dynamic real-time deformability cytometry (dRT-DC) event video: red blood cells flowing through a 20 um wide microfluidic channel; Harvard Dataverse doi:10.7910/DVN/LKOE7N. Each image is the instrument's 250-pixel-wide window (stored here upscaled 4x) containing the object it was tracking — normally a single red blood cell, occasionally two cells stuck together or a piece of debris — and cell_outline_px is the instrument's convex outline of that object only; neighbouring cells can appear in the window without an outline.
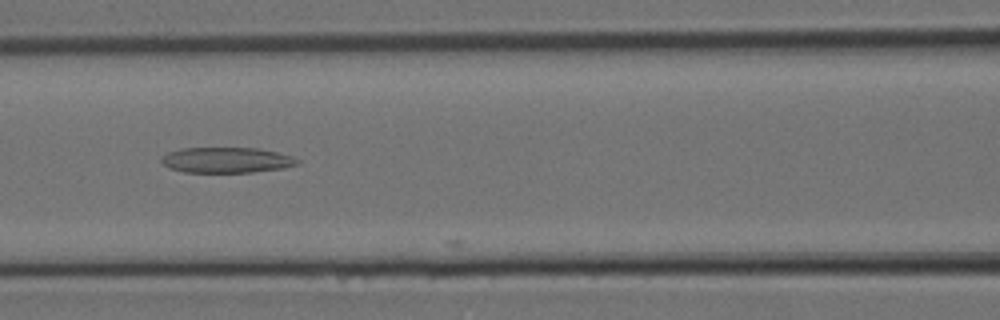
{"species": "Egyptian fruit bat (a non-hibernating species)", "species_latin": "Rousettus aegyptiacus", "temperature_condition": "room temperature", "stored_images_in_passage": 5, "camera_frame_rate_fps": 3000, "um_per_image_px": 0.085, "animal": {"sex": "female"}, "frame": {"image": 1, "passage_image": 4, "time_ms": 1.0, "image_size_px": [1000, 320], "cell_outline_px": [[300, 164], [284, 168], [252, 172], [184, 172], [168, 168], [160, 160], [160, 156], [168, 152], [180, 148], [256, 148], [276, 152], [292, 156], [300, 160]], "centroid_in_image_um": [19.24, 13.6], "position_along_channel_um": 147.4, "area_um2": 20.35}}